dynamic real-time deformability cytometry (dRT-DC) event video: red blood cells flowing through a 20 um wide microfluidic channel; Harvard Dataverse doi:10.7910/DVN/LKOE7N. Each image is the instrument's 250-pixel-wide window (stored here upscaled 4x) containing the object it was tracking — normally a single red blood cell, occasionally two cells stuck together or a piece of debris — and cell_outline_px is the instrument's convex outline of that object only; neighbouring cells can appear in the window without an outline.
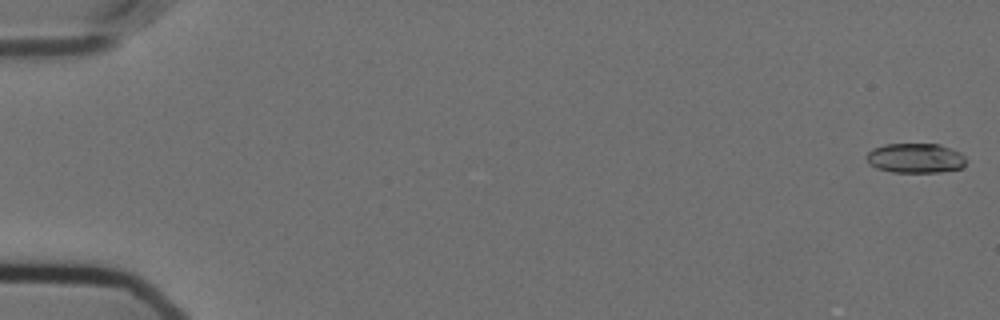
{"species": "Egyptian fruit bat (a non-hibernating species)", "species_latin": "Rousettus aegyptiacus", "temperature_condition": "cold", "stored_images_in_passage": 31, "camera_frame_rate_fps": 3000, "um_per_image_px": 0.085, "animal": {"sex": "female"}, "frame": {"image": 1, "passage_image": 1, "time_ms": 0.0, "image_size_px": [1000, 320], "cell_outline_px": [[964, 164], [960, 168], [940, 172], [892, 172], [876, 168], [868, 164], [868, 152], [872, 148], [884, 144], [940, 144], [960, 152], [964, 156]], "centroid_in_image_um": [77.78, 13.43], "position_along_channel_um": 7.2, "area_um2": 17.17}}
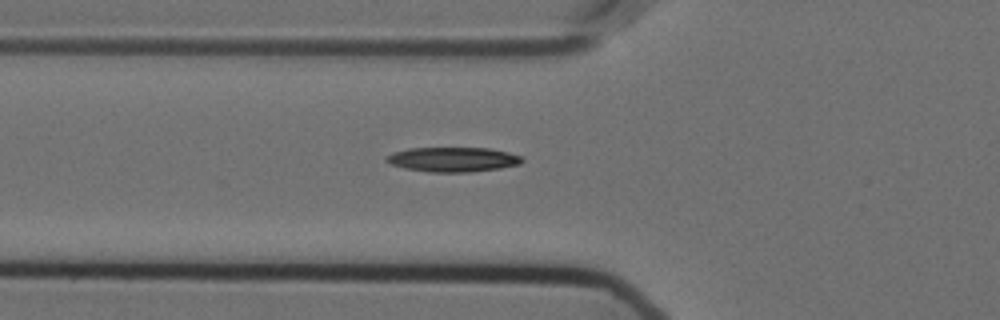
{"frame": {"image": 2, "passage_image": 21, "time_ms": 6.667, "image_size_px": [1000, 320], "cell_outline_px": [[524, 160], [520, 164], [500, 168], [472, 172], [428, 172], [404, 168], [392, 164], [384, 160], [384, 156], [392, 152], [408, 148], [488, 148], [508, 152], [520, 156]], "centroid_in_image_um": [38.46, 13.55], "position_along_channel_um": 87.3, "area_um2": 19.59}}
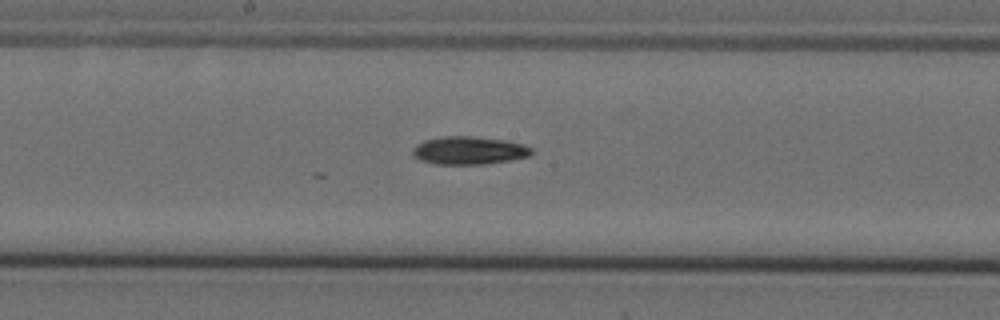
{"frame": {"image": 3, "passage_image": 31, "time_ms": 10.0, "image_size_px": [1000, 320], "cell_outline_px": [[532, 152], [528, 156], [512, 160], [488, 164], [436, 164], [420, 160], [412, 156], [412, 148], [416, 144], [424, 140], [440, 136], [472, 136], [504, 140], [524, 144], [532, 148]], "centroid_in_image_um": [39.83, 12.79], "position_along_channel_um": 208.4, "area_um2": 19.59}}